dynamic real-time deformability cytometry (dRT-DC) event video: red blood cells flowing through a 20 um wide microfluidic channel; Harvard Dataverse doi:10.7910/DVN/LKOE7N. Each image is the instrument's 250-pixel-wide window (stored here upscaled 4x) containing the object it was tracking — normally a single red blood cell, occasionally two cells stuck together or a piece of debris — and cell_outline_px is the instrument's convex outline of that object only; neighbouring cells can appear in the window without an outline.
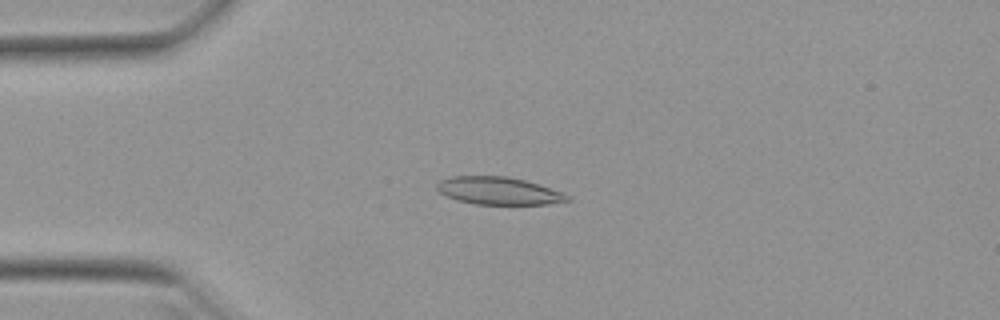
{"species": "Egyptian fruit bat (a non-hibernating species)", "species_latin": "Rousettus aegyptiacus", "temperature_condition": "warm", "stored_images_in_passage": 52, "camera_frame_rate_fps": 3000, "um_per_image_px": 0.085, "animal": {"sex": "female"}, "frame": {"image": 1, "passage_image": 13, "time_ms": 4.0, "image_size_px": [1000, 320], "cell_outline_px": [[572, 200], [548, 204], [476, 204], [456, 200], [440, 192], [436, 188], [436, 184], [440, 180], [448, 176], [508, 176], [524, 180], [564, 192], [572, 196]], "centroid_in_image_um": [42.41, 16.21], "position_along_channel_um": 42.6, "area_um2": 21.1}}
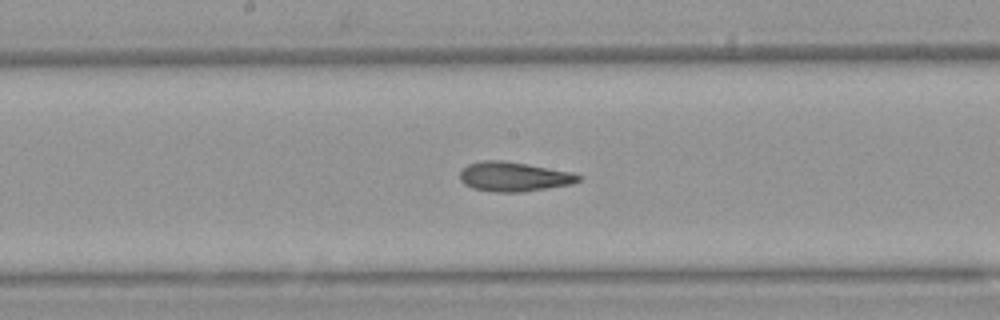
{"frame": {"image": 2, "passage_image": 27, "time_ms": 8.667, "image_size_px": [1000, 320], "cell_outline_px": [[584, 176], [580, 180], [572, 184], [548, 188], [520, 192], [492, 192], [472, 188], [464, 184], [460, 180], [460, 172], [468, 164], [484, 160], [504, 160], [528, 164], [572, 172]], "centroid_in_image_um": [43.69, 15.01], "position_along_channel_um": 204.5, "area_um2": 20.52}}
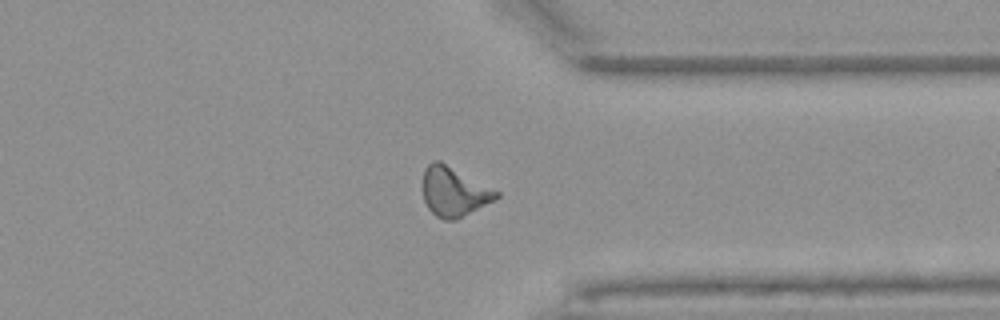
{"frame": {"image": 3, "passage_image": 40, "time_ms": 13.0, "image_size_px": [1000, 320], "cell_outline_px": [[500, 196], [496, 200], [456, 220], [444, 220], [436, 216], [428, 208], [424, 200], [420, 188], [424, 168], [432, 160], [440, 160], [500, 192]], "centroid_in_image_um": [38.55, 16.28], "position_along_channel_um": 372.9, "area_um2": 21.68}, "authors_computed_cell_mechanics": {"area_um2": 20.6057, "velocity_mm_per_s": 3.9612, "shape_relaxation_time_tau1_ms": null, "shape_relaxation_time_tau2_ms": 3.027, "deformation_change_tau1": null, "deformation_change_tau2": 0.1225}}